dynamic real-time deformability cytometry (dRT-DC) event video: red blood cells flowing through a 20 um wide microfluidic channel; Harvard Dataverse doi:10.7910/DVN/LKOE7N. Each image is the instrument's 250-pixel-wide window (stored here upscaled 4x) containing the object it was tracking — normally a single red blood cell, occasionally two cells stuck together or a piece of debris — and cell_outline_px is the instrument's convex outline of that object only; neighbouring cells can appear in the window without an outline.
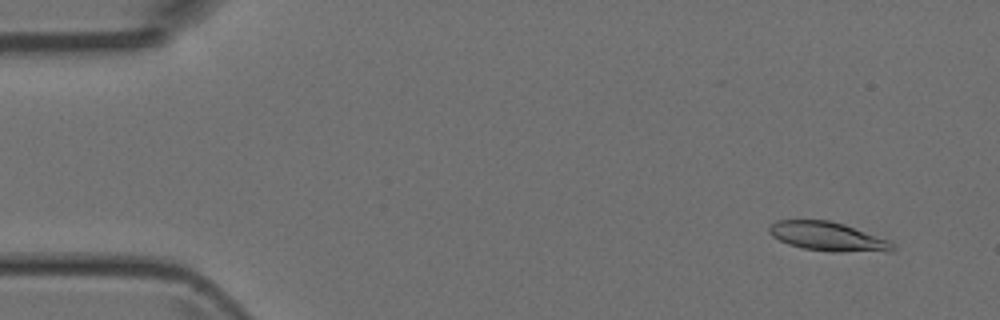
{"species": "Egyptian fruit bat (a non-hibernating species)", "species_latin": "Rousettus aegyptiacus", "temperature_condition": "room temperature", "stored_images_in_passage": 5, "camera_frame_rate_fps": 3000, "um_per_image_px": 0.085, "animal": {"sex": "female"}, "frame": {"image": 1, "passage_image": 1, "time_ms": 0.0, "image_size_px": [1000, 320], "cell_outline_px": [[896, 248], [892, 252], [832, 252], [804, 248], [788, 244], [772, 236], [768, 232], [768, 228], [776, 220], [828, 220], [844, 224], [888, 240], [896, 244]], "centroid_in_image_um": [70.41, 20.12], "position_along_channel_um": 14.6, "area_um2": 20.98}}